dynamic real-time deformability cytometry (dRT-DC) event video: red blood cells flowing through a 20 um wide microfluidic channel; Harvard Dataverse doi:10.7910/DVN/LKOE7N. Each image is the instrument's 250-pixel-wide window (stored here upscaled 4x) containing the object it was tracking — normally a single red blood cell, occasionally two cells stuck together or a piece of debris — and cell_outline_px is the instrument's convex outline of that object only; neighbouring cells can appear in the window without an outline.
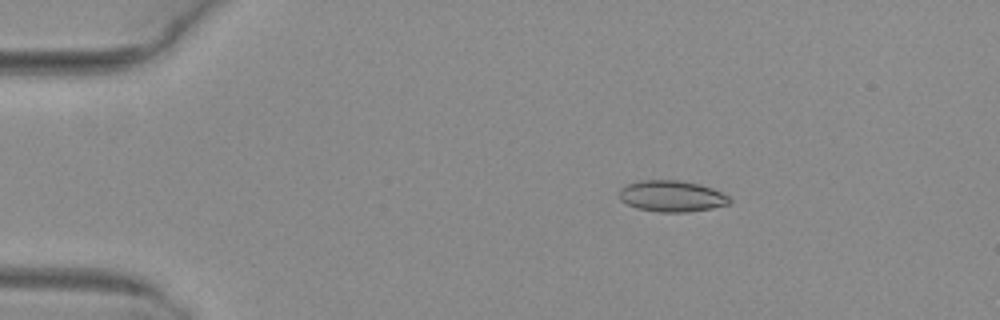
{"species": "common noctule bat (a hibernating species)", "species_latin": "Nyctalus noctula", "temperature_condition": "warm", "stored_images_in_passage": 51, "camera_frame_rate_fps": 3000, "um_per_image_px": 0.085, "animal": {"sex": "female", "body_mass_g": 29.2, "forearm_length_mm": 56.3}, "frame": {"image": 1, "passage_image": 9, "time_ms": 2.667, "image_size_px": [1000, 320], "cell_outline_px": [[732, 200], [728, 204], [712, 208], [688, 212], [660, 212], [636, 208], [620, 200], [620, 188], [624, 184], [640, 180], [680, 180], [700, 184], [712, 188], [728, 196]], "centroid_in_image_um": [57.08, 16.66], "position_along_channel_um": 27.9, "area_um2": 20.17}}
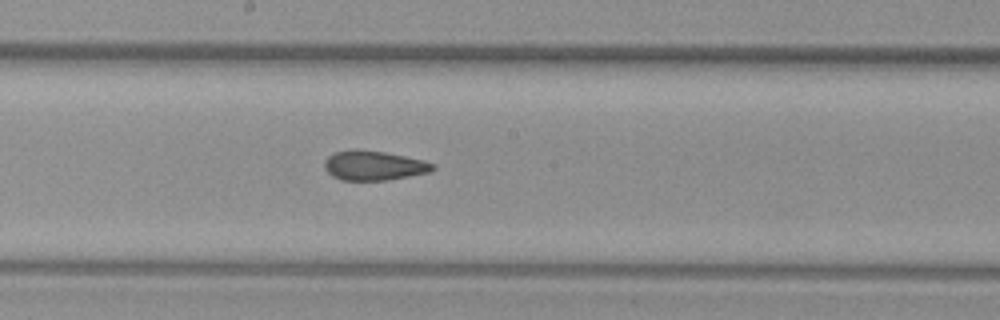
{"frame": {"image": 2, "passage_image": 28, "time_ms": 9.0, "image_size_px": [1000, 320], "cell_outline_px": [[436, 168], [432, 172], [388, 180], [340, 180], [332, 176], [324, 168], [324, 160], [328, 156], [336, 152], [384, 152], [424, 160], [436, 164]], "centroid_in_image_um": [31.84, 14.12], "position_along_channel_um": 216.4, "area_um2": 18.21}}
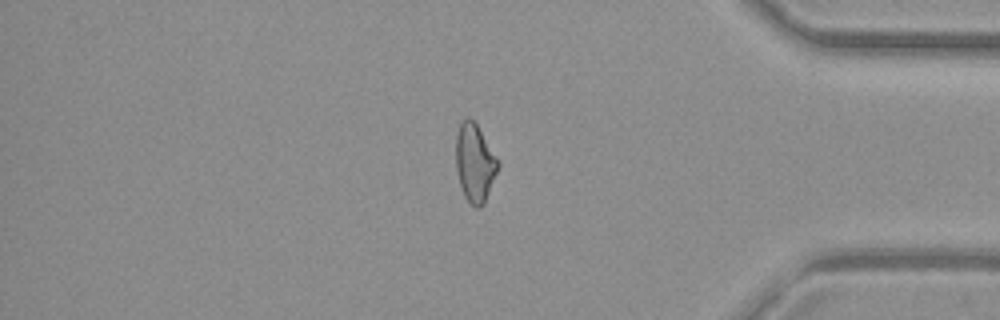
{"frame": {"image": 3, "passage_image": 43, "time_ms": 14.0, "image_size_px": [1000, 320], "cell_outline_px": [[500, 164], [484, 204], [480, 208], [476, 208], [464, 196], [460, 184], [456, 168], [456, 132], [460, 124], [468, 116], [476, 124]], "centroid_in_image_um": [40.34, 13.86], "position_along_channel_um": 394.9, "area_um2": 18.79}, "authors_computed_cell_mechanics": {"area_um2": 19.4208, "velocity_mm_per_s": 4.1027, "shape_relaxation_time_tau1_ms": null, "shape_relaxation_time_tau2_ms": 2.1673, "deformation_change_tau1": null, "deformation_change_tau2": 0.082}}